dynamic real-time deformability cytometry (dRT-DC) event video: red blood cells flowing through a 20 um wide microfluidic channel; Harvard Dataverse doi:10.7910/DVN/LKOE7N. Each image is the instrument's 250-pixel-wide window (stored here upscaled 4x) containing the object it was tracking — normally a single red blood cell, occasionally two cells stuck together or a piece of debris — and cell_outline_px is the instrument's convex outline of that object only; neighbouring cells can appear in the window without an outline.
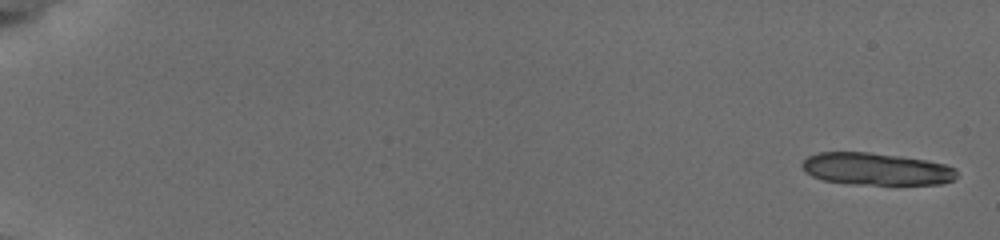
{"species": "common noctule bat (a hibernating species)", "species_latin": "Nyctalus noctula", "temperature_condition": "cold", "stored_images_in_passage": 13, "camera_frame_rate_fps": 3000, "um_per_image_px": 0.085, "animal": {"sex": "female", "body_mass_g": 19.5, "forearm_length_mm": 54.1}, "frame": {"image": 1, "passage_image": 1, "time_ms": 0.0, "image_size_px": [1000, 240], "cell_outline_px": [[956, 176], [952, 180], [940, 184], [852, 184], [824, 180], [812, 176], [804, 172], [804, 160], [808, 156], [820, 152], [868, 152], [900, 156], [924, 160], [944, 164], [956, 168]], "centroid_in_image_um": [74.48, 14.36], "position_along_channel_um": 10.5, "area_um2": 28.78}}